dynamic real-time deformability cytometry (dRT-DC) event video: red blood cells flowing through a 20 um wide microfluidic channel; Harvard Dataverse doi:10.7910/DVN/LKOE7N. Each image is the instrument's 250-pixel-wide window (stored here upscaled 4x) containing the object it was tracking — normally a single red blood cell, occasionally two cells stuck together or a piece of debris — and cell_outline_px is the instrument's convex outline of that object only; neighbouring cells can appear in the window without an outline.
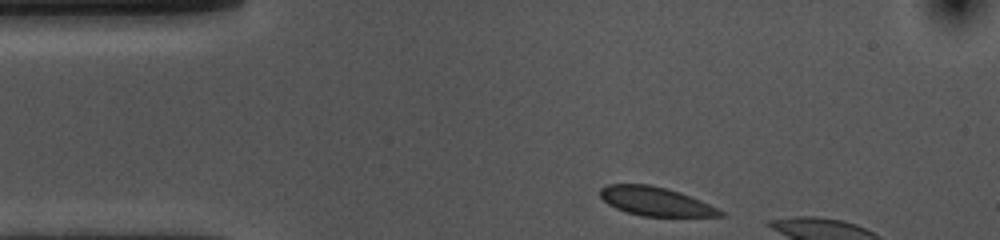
{"species": "common noctule bat (a hibernating species)", "species_latin": "Nyctalus noctula", "temperature_condition": "cold", "stored_images_in_passage": 6, "camera_frame_rate_fps": 3000, "um_per_image_px": 0.085, "animal": {"sex": "female", "body_mass_g": 10.0, "forearm_length_mm": 53.1}, "frame": {"image": 1, "passage_image": 1, "time_ms": 0.0, "image_size_px": [1000, 240], "cell_outline_px": [[724, 216], [640, 216], [616, 208], [608, 204], [600, 196], [600, 188], [608, 184], [648, 184], [680, 192], [700, 200], [724, 212]], "centroid_in_image_um": [55.69, 17.11], "position_along_channel_um": 29.3, "area_um2": 19.88}}